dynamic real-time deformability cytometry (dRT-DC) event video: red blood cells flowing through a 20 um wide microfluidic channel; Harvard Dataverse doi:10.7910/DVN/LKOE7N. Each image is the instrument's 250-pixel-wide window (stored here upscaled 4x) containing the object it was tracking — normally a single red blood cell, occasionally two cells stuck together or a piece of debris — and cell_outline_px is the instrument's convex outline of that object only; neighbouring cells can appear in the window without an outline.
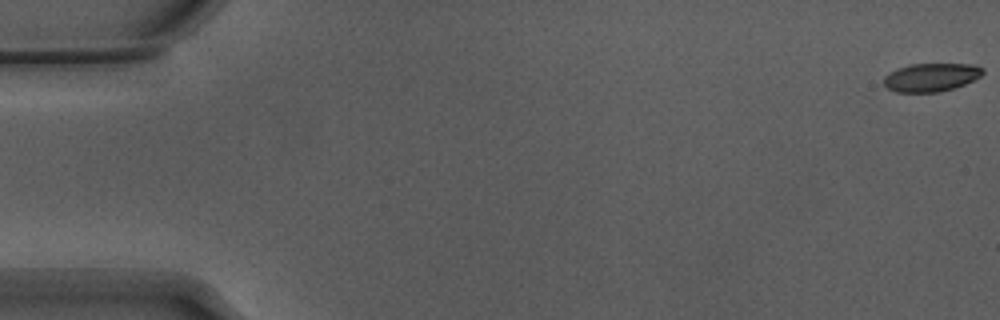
{"species": "Egyptian fruit bat (a non-hibernating species)", "species_latin": "Rousettus aegyptiacus", "temperature_condition": "warm", "stored_images_in_passage": 18, "camera_frame_rate_fps": 3000, "um_per_image_px": 0.085, "animal": {"sex": "male"}, "frame": {"image": 1, "passage_image": 1, "time_ms": 0.0, "image_size_px": [1000, 320], "cell_outline_px": [[984, 72], [980, 76], [964, 84], [940, 92], [896, 92], [888, 88], [884, 84], [884, 76], [888, 72], [912, 64], [972, 64], [984, 68]], "centroid_in_image_um": [79.14, 6.57], "position_along_channel_um": 5.9, "area_um2": 16.18}}
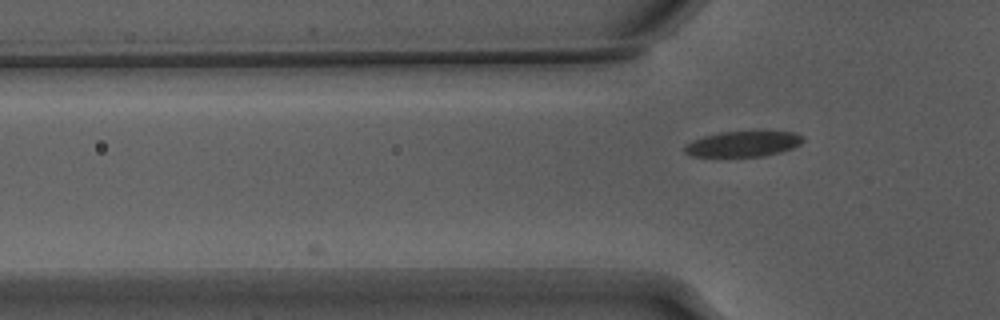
{"frame": {"image": 2, "passage_image": 18, "time_ms": 5.667, "image_size_px": [1000, 320], "cell_outline_px": [[804, 140], [800, 144], [792, 148], [780, 152], [764, 156], [692, 156], [684, 152], [684, 144], [692, 140], [704, 136], [720, 132], [792, 132], [804, 136]], "centroid_in_image_um": [63.14, 12.23], "position_along_channel_um": 62.7, "area_um2": 17.46}}